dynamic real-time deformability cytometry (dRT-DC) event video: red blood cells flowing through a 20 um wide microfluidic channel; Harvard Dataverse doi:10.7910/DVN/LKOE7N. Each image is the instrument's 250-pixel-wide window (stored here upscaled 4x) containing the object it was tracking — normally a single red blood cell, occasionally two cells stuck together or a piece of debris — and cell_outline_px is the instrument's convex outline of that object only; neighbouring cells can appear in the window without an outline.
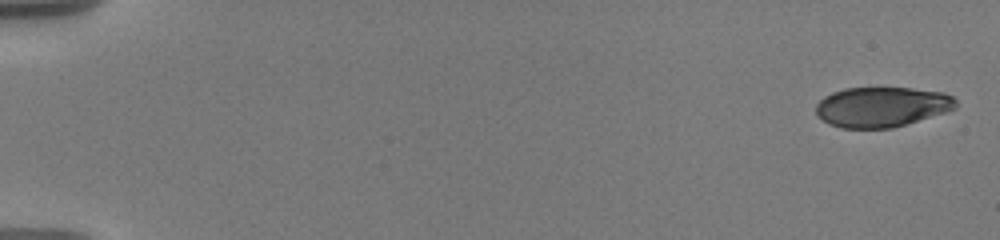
{"species": "human", "species_latin": "Homo sapiens", "temperature_condition": "warm", "stored_images_in_passage": 46, "camera_frame_rate_fps": 3000, "um_per_image_px": 0.085, "donor": {"sex": "male"}, "frame": {"image": 1, "passage_image": 1, "time_ms": 0.0, "image_size_px": [1000, 240], "cell_outline_px": [[956, 108], [948, 112], [892, 128], [840, 128], [828, 124], [816, 116], [816, 104], [824, 96], [832, 92], [844, 88], [912, 88], [944, 92], [952, 96], [956, 100]], "centroid_in_image_um": [74.94, 9.09], "position_along_channel_um": 10.1, "area_um2": 33.0}}
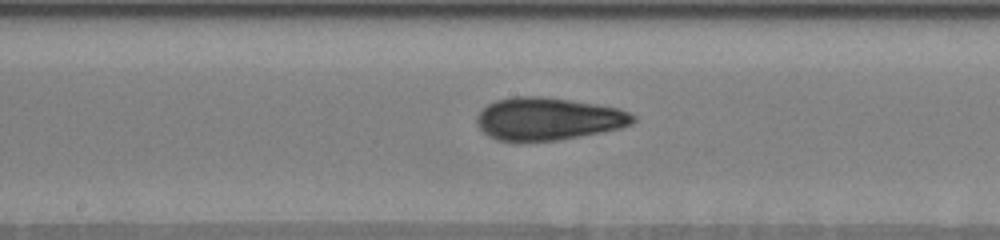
{"frame": {"image": 2, "passage_image": 17, "time_ms": 10.0, "image_size_px": [1000, 240], "cell_outline_px": [[636, 120], [632, 124], [620, 128], [580, 136], [556, 140], [516, 144], [496, 140], [484, 132], [476, 124], [476, 116], [488, 104], [496, 100], [512, 96], [540, 96], [596, 104], [620, 108], [636, 116]], "centroid_in_image_um": [46.55, 10.13], "position_along_channel_um": 201.6, "area_um2": 39.3}}
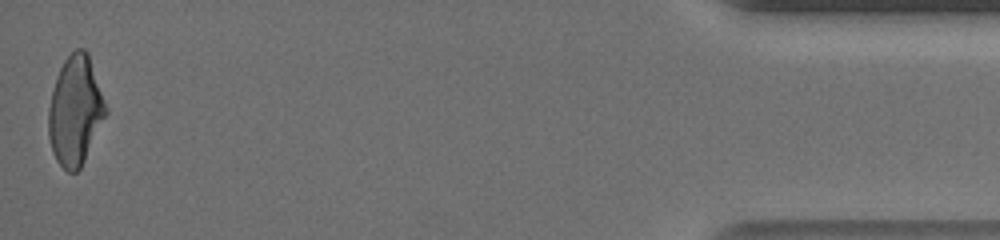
{"frame": {"image": 3, "passage_image": 46, "time_ms": 18.333, "image_size_px": [1000, 240], "cell_outline_px": [[108, 112], [80, 168], [76, 172], [68, 172], [56, 160], [52, 152], [48, 136], [48, 108], [56, 76], [64, 60], [76, 48], [84, 48], [88, 52], [108, 108]], "centroid_in_image_um": [6.4, 9.39], "position_along_channel_um": 428.8, "area_um2": 36.53}, "authors_computed_cell_mechanics": {"area_um2": 36.6163, "velocity_mm_per_s": 3.6329, "shape_relaxation_time_tau1_ms": 5.5773, "shape_relaxation_time_tau2_ms": 1.528, "deformation_change_tau1": 0.1915, "deformation_change_tau2": 0.0729}}